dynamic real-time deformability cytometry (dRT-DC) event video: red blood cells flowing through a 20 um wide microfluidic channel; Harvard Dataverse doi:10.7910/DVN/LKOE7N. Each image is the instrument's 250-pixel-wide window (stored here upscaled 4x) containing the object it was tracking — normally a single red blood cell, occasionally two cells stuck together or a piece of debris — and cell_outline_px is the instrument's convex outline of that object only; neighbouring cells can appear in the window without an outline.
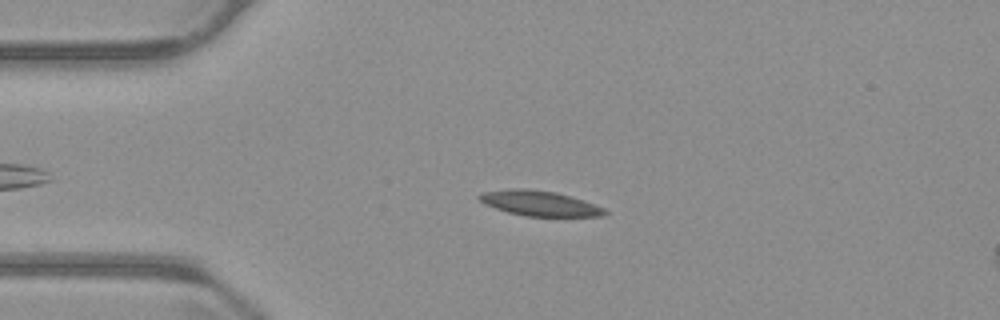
{"species": "common noctule bat (a hibernating species)", "species_latin": "Nyctalus noctula", "temperature_condition": "warm", "stored_images_in_passage": 52, "camera_frame_rate_fps": 3000, "um_per_image_px": 0.085, "animal": {"sex": "male", "body_mass_g": 23.1, "forearm_length_mm": 52.7}, "frame": {"image": 1, "passage_image": 9, "time_ms": 2.667, "image_size_px": [1000, 320], "cell_outline_px": [[608, 212], [604, 216], [524, 216], [508, 212], [484, 204], [476, 196], [484, 192], [512, 188], [524, 188], [556, 192], [584, 200], [604, 208]], "centroid_in_image_um": [45.86, 17.28], "position_along_channel_um": 39.1, "area_um2": 18.32}}
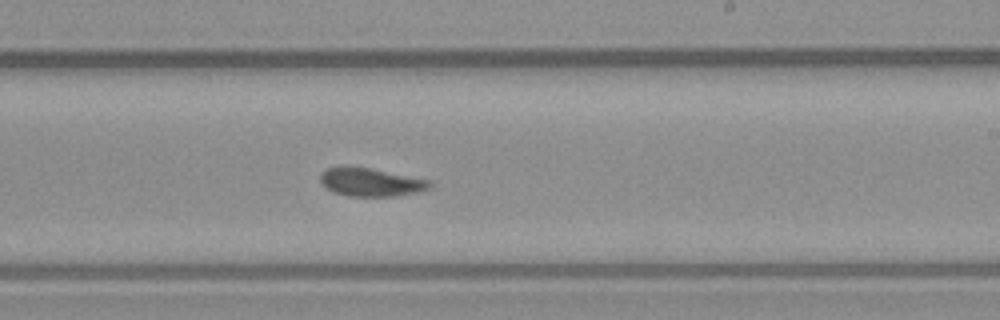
{"frame": {"image": 2, "passage_image": 29, "time_ms": 9.333, "image_size_px": [1000, 320], "cell_outline_px": [[432, 184], [428, 188], [420, 192], [396, 196], [348, 196], [332, 192], [320, 180], [320, 176], [328, 168], [372, 168], [432, 180]], "centroid_in_image_um": [31.61, 15.51], "position_along_channel_um": 257.4, "area_um2": 17.74}}
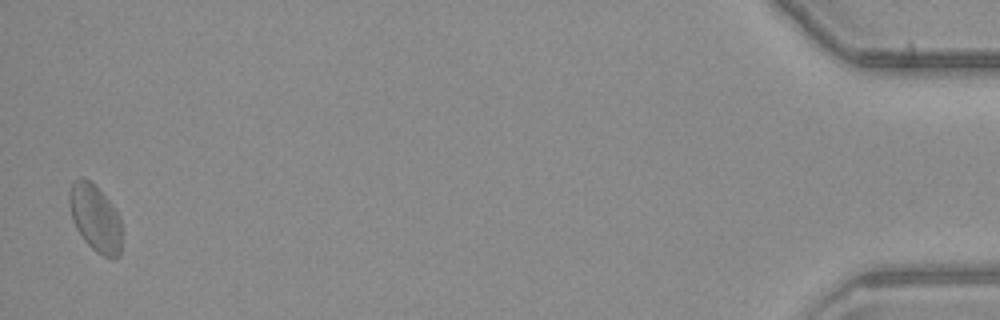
{"frame": {"image": 3, "passage_image": 51, "time_ms": 16.667, "image_size_px": [1000, 320], "cell_outline_px": [[120, 256], [104, 256], [96, 252], [84, 240], [76, 228], [72, 220], [68, 200], [68, 196], [72, 184], [80, 176], [84, 176], [108, 200], [116, 212], [120, 220]], "centroid_in_image_um": [8.05, 18.53], "position_along_channel_um": 427.1, "area_um2": 19.94}, "authors_computed_cell_mechanics": {"area_um2": 18.2648, "velocity_mm_per_s": 3.6855, "shape_relaxation_time_tau1_ms": 4.9444, "shape_relaxation_time_tau2_ms": 1.9144, "deformation_change_tau1": 0.1144, "deformation_change_tau2": 0.0708}}